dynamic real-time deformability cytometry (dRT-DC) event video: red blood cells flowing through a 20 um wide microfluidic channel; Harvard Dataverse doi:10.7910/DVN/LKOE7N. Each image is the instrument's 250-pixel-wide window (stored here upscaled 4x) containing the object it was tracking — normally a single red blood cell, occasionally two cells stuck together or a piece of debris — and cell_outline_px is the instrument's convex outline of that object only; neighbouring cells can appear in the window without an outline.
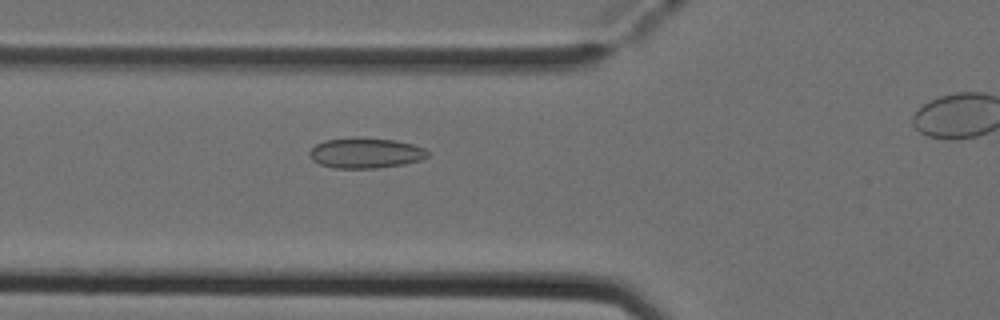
{"species": "Egyptian fruit bat (a non-hibernating species)", "species_latin": "Rousettus aegyptiacus", "temperature_condition": "cold", "stored_images_in_passage": 7, "camera_frame_rate_fps": 3000, "um_per_image_px": 0.085, "animal": {"sex": "female"}, "frame": {"image": 1, "passage_image": 6, "time_ms": 1.667, "image_size_px": [1000, 320], "cell_outline_px": [[428, 156], [420, 160], [404, 164], [376, 168], [336, 168], [320, 164], [312, 160], [308, 156], [308, 152], [316, 144], [324, 140], [356, 136], [392, 140], [412, 144], [424, 148], [428, 152]], "centroid_in_image_um": [31.03, 12.99], "position_along_channel_um": 94.8, "area_um2": 21.04}}